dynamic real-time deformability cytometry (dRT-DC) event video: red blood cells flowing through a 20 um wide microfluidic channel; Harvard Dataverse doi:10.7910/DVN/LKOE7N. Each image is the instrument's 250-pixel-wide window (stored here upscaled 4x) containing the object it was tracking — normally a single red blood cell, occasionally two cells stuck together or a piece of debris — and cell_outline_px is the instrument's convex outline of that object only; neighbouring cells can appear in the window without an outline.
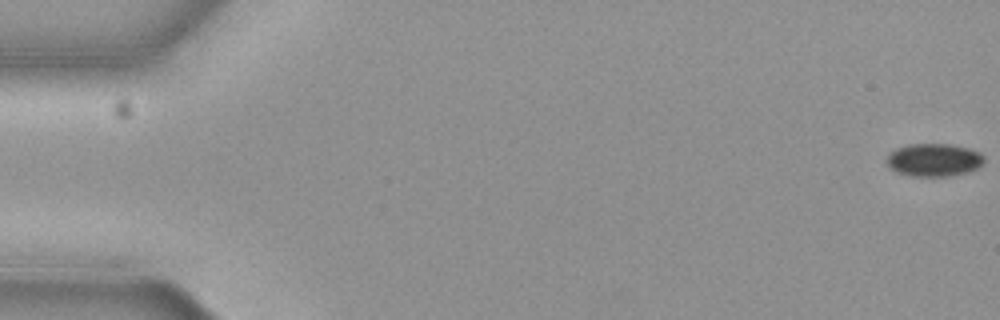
{"species": "common noctule bat (a hibernating species)", "species_latin": "Nyctalus noctula", "temperature_condition": "cold", "stored_images_in_passage": 18, "camera_frame_rate_fps": 3000, "um_per_image_px": 0.085, "animal": {"sex": "female", "body_mass_g": 19.3, "forearm_length_mm": 54.1}, "frame": {"image": 1, "passage_image": 1, "time_ms": 0.0, "image_size_px": [1000, 320], "cell_outline_px": [[984, 160], [976, 168], [968, 172], [948, 176], [908, 176], [896, 172], [888, 168], [884, 160], [888, 152], [896, 148], [908, 144], [948, 144], [968, 148], [980, 152], [984, 156]], "centroid_in_image_um": [79.29, 13.59], "position_along_channel_um": 5.7, "area_um2": 18.96}}
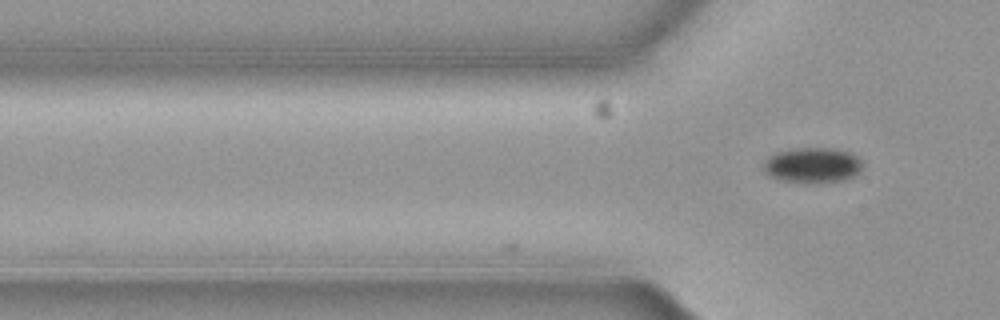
{"frame": {"image": 2, "passage_image": 18, "time_ms": 5.667, "image_size_px": [1000, 320], "cell_outline_px": [[860, 172], [848, 180], [820, 184], [812, 184], [780, 180], [768, 176], [764, 172], [764, 160], [768, 156], [776, 152], [796, 148], [832, 148], [848, 152], [856, 156], [860, 160]], "centroid_in_image_um": [69.04, 14.07], "position_along_channel_um": 56.8, "area_um2": 20.81}}